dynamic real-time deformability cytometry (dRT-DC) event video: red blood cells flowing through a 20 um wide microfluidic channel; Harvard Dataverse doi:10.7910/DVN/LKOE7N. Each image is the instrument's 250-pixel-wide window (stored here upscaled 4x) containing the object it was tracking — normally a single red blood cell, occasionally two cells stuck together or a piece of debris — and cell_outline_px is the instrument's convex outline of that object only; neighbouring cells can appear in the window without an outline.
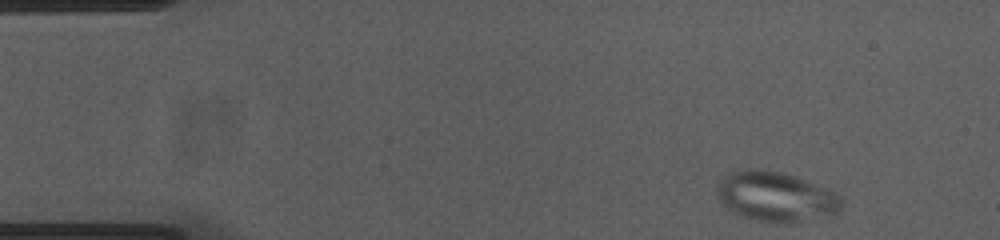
{"species": "common noctule bat (a hibernating species)", "species_latin": "Nyctalus noctula", "temperature_condition": "cold", "stored_images_in_passage": 49, "camera_frame_rate_fps": 3000, "um_per_image_px": 0.085, "animal": {"sex": "female", "body_mass_g": 23.0, "forearm_length_mm": 53.4}, "frame": {"image": 1, "passage_image": 1, "time_ms": 0.0, "image_size_px": [1000, 240], "cell_outline_px": [[844, 204], [832, 216], [788, 224], [784, 224], [756, 220], [732, 212], [720, 200], [716, 192], [720, 184], [732, 172], [784, 172], [796, 176], [828, 188], [836, 192], [840, 196]], "centroid_in_image_um": [66.08, 16.78], "position_along_channel_um": 18.9, "area_um2": 35.49}}
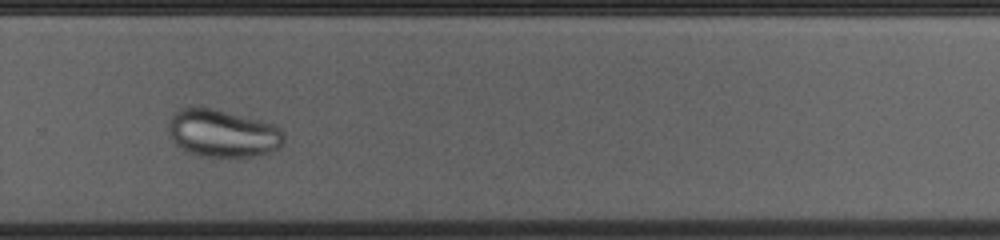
{"frame": {"image": 2, "passage_image": 32, "time_ms": 10.333, "image_size_px": [1000, 240], "cell_outline_px": [[284, 144], [280, 148], [268, 152], [252, 156], [196, 156], [188, 152], [176, 144], [172, 140], [168, 132], [168, 124], [172, 116], [180, 108], [212, 108], [260, 120], [272, 124], [280, 128], [284, 132]], "centroid_in_image_um": [18.93, 11.34], "position_along_channel_um": 310.9, "area_um2": 31.85}}
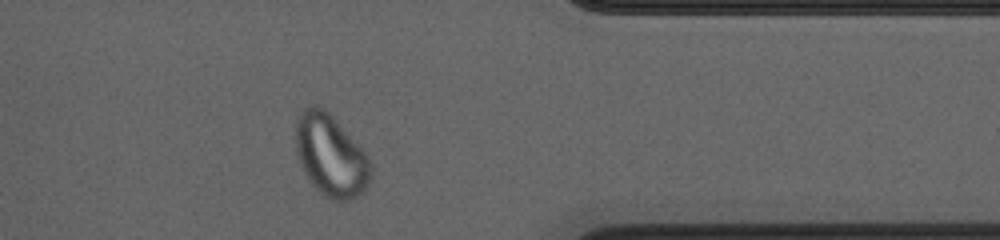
{"frame": {"image": 3, "passage_image": 39, "time_ms": 12.667, "image_size_px": [1000, 240], "cell_outline_px": [[372, 168], [368, 184], [352, 200], [332, 200], [324, 196], [308, 180], [300, 164], [296, 148], [296, 120], [300, 112], [304, 108], [312, 104], [316, 104], [324, 108], [332, 116], [364, 152], [372, 164]], "centroid_in_image_um": [28.08, 13.21], "position_along_channel_um": 383.3, "area_um2": 35.43}}